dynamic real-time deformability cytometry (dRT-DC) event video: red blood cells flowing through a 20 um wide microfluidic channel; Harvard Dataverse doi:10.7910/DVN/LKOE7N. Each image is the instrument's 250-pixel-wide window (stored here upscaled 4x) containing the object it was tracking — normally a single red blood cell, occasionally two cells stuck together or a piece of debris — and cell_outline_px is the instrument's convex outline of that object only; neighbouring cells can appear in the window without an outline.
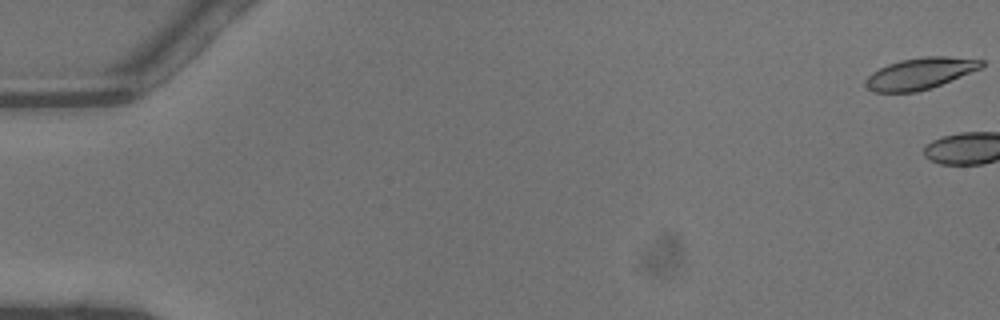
{"species": "common noctule bat (a hibernating species)", "species_latin": "Nyctalus noctula", "temperature_condition": "warm", "stored_images_in_passage": 4, "camera_frame_rate_fps": 3000, "um_per_image_px": 0.085, "animal": {"sex": "male", "body_mass_g": 13.3}, "frame": {"image": 1, "passage_image": 1, "time_ms": 0.0, "image_size_px": [1000, 320], "cell_outline_px": [[984, 64], [980, 68], [932, 88], [916, 92], [872, 92], [864, 84], [864, 80], [872, 72], [888, 64], [900, 60], [924, 56], [948, 56], [984, 60]], "centroid_in_image_um": [78.18, 6.25], "position_along_channel_um": 6.8, "area_um2": 21.21}}